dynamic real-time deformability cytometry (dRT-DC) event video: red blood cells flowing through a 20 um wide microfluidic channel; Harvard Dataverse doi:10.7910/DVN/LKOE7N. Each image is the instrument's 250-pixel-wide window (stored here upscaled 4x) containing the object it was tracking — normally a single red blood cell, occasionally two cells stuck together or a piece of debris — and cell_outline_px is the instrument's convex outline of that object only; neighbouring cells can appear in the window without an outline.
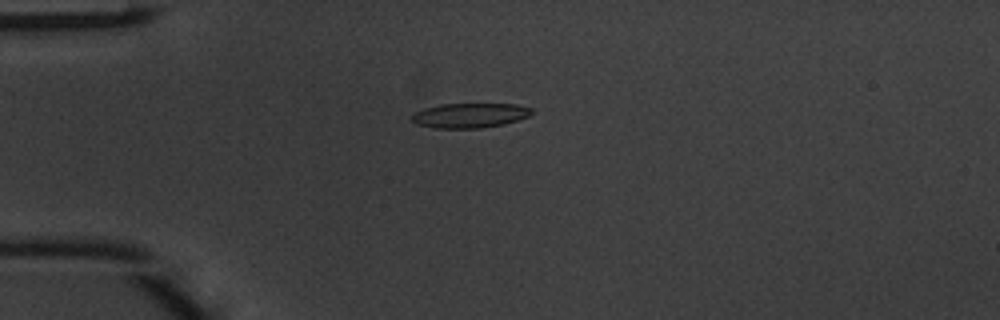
{"species": "common noctule bat (a hibernating species)", "species_latin": "Nyctalus noctula", "temperature_condition": "warm", "stored_images_in_passage": 37, "camera_frame_rate_fps": 3000, "um_per_image_px": 0.085, "animal": {"sex": "male", "body_mass_g": 20.1, "forearm_length_mm": 53.5}, "frame": {"image": 1, "passage_image": 1, "time_ms": 0.0, "image_size_px": [1000, 320], "cell_outline_px": [[532, 112], [528, 116], [504, 124], [480, 128], [436, 128], [416, 124], [412, 120], [412, 116], [416, 112], [424, 108], [440, 104], [516, 104], [532, 108]], "centroid_in_image_um": [39.93, 9.81], "position_along_channel_um": 45.1, "area_um2": 17.11}}
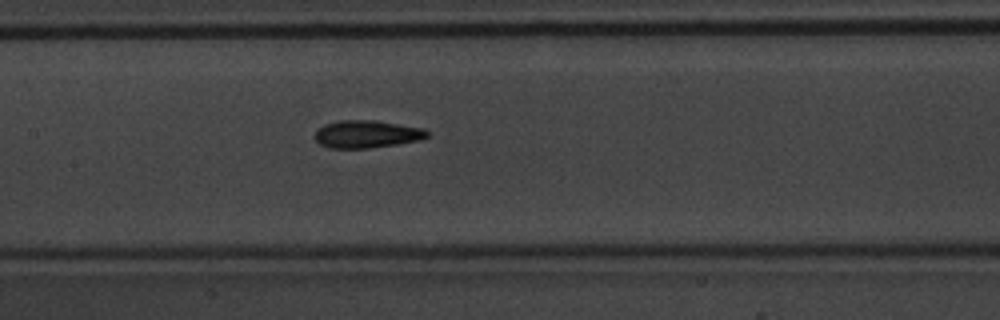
{"frame": {"image": 2, "passage_image": 12, "time_ms": 3.667, "image_size_px": [1000, 320], "cell_outline_px": [[428, 136], [416, 140], [396, 144], [368, 148], [328, 148], [320, 144], [312, 136], [324, 124], [340, 120], [376, 120], [424, 128], [428, 132]], "centroid_in_image_um": [31.13, 11.39], "position_along_channel_um": 176.3, "area_um2": 17.98}}
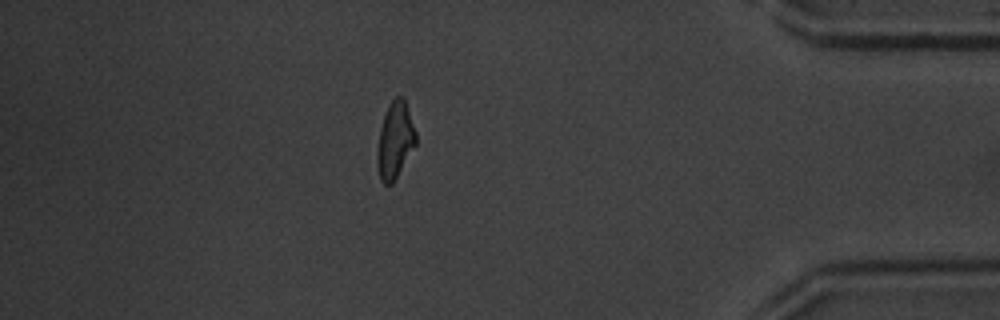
{"frame": {"image": 3, "passage_image": 31, "time_ms": 10.0, "image_size_px": [1000, 320], "cell_outline_px": [[416, 144], [392, 184], [384, 184], [380, 180], [376, 164], [376, 152], [380, 128], [388, 104], [396, 96], [404, 96], [416, 132]], "centroid_in_image_um": [33.56, 11.91], "position_along_channel_um": 401.6, "area_um2": 17.34}, "authors_computed_cell_mechanics": {"area_um2": 17.4556, "velocity_mm_per_s": 4.144, "shape_relaxation_time_tau1_ms": 4.2421, "shape_relaxation_time_tau2_ms": 2.7919, "deformation_change_tau1": 0.1612, "deformation_change_tau2": 0.1094}}